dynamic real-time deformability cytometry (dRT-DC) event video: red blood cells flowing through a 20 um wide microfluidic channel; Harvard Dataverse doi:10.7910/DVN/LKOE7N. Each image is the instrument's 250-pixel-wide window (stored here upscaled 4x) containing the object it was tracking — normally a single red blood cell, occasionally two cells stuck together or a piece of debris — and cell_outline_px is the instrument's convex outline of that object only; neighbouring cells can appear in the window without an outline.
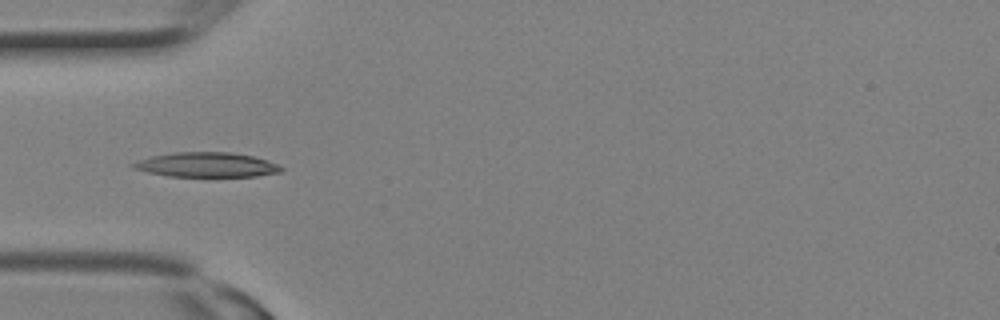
{"species": "Egyptian fruit bat (a non-hibernating species)", "species_latin": "Rousettus aegyptiacus", "temperature_condition": "room temperature", "stored_images_in_passage": 3, "camera_frame_rate_fps": 3000, "um_per_image_px": 0.085, "animal": {"sex": "female"}, "frame": {"image": 1, "passage_image": 3, "time_ms": 0.667, "image_size_px": [1000, 320], "cell_outline_px": [[284, 168], [280, 172], [256, 176], [168, 176], [148, 172], [132, 168], [128, 164], [136, 160], [148, 156], [172, 152], [232, 152], [256, 156], [276, 164]], "centroid_in_image_um": [17.49, 13.99], "position_along_channel_um": 67.5, "area_um2": 21.5}}